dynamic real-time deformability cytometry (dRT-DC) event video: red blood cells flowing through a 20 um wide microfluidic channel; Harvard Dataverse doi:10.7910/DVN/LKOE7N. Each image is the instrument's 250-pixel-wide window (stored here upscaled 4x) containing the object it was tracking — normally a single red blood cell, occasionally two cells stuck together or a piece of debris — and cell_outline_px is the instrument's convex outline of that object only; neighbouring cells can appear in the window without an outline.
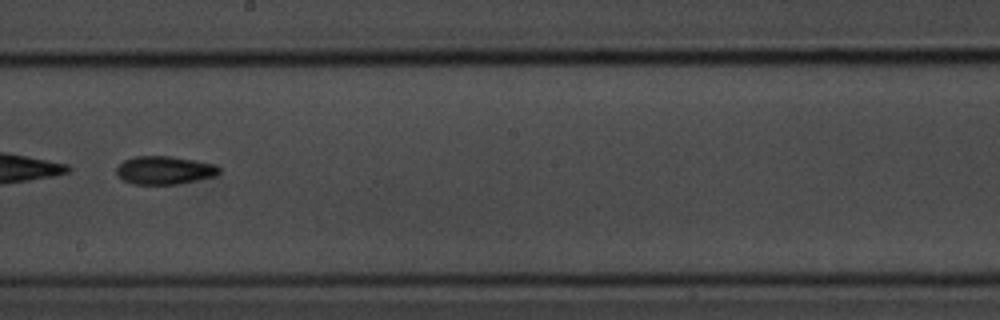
{"species": "common noctule bat (a hibernating species)", "species_latin": "Nyctalus noctula", "temperature_condition": "room temperature", "stored_images_in_passage": 42, "camera_frame_rate_fps": 3000, "um_per_image_px": 0.085, "animal": {"sex": "male", "body_mass_g": 20.1, "forearm_length_mm": 53.5}, "frame": {"image": 1, "passage_image": 24, "time_ms": 7.667, "image_size_px": [1000, 320], "cell_outline_px": [[220, 172], [216, 176], [180, 184], [132, 184], [124, 180], [116, 172], [116, 168], [124, 160], [132, 156], [172, 156], [216, 164], [220, 168]], "centroid_in_image_um": [14.01, 14.46], "position_along_channel_um": 234.2, "area_um2": 16.99}}